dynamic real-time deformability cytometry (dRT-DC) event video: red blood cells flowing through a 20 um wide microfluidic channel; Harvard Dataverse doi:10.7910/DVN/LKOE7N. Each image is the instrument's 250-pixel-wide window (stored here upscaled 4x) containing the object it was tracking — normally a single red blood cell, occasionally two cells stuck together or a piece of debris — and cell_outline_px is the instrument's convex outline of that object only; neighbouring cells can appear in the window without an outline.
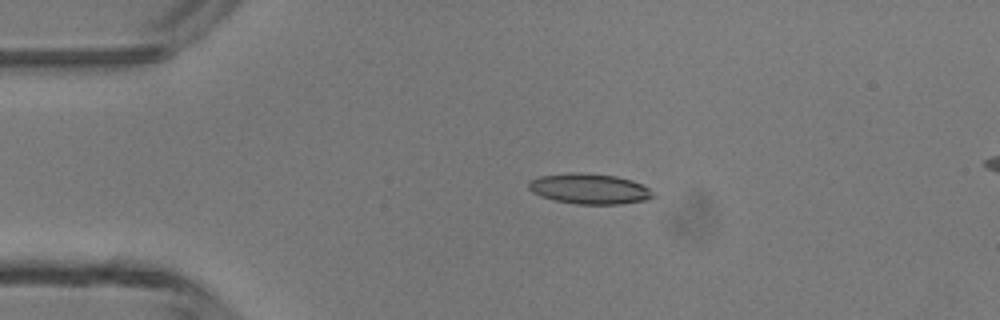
{"species": "common noctule bat (a hibernating species)", "species_latin": "Nyctalus noctula", "temperature_condition": "room temperature", "stored_images_in_passage": 3, "segment_of_instrument_passage": [1, 2], "camera_frame_rate_fps": 3000, "um_per_image_px": 0.085, "animal": {"sex": "male", "body_mass_g": 13.3}, "frame": {"image": 1, "passage_image": 1, "time_ms": 0.0, "image_size_px": [1000, 320], "cell_outline_px": [[656, 196], [644, 200], [620, 204], [576, 204], [556, 200], [540, 196], [532, 192], [528, 188], [528, 180], [540, 176], [568, 172], [580, 172], [616, 176], [632, 180], [648, 188]], "centroid_in_image_um": [50.06, 16.04], "position_along_channel_um": 34.9, "area_um2": 22.08}}